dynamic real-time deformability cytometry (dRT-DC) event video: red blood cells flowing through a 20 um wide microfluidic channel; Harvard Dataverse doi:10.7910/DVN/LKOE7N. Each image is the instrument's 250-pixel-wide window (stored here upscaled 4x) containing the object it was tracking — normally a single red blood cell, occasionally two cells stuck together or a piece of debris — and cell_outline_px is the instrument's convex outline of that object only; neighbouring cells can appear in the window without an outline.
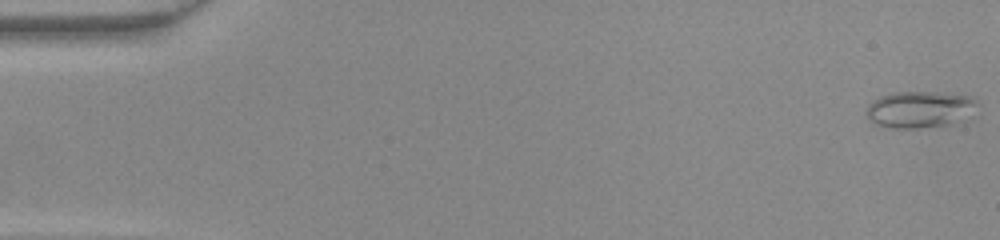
{"species": "common noctule bat (a hibernating species)", "species_latin": "Nyctalus noctula", "temperature_condition": "warm", "stored_images_in_passage": 48, "camera_frame_rate_fps": 3000, "um_per_image_px": 0.085, "animal": {"sex": "female", "body_mass_g": 22.0, "forearm_length_mm": 56.7}, "frame": {"image": 1, "passage_image": 1, "time_ms": 0.0, "image_size_px": [1000, 240], "cell_outline_px": [[980, 104], [940, 124], [916, 128], [892, 128], [876, 124], [868, 116], [868, 104], [872, 100], [880, 96], [892, 92], [928, 92], [968, 96], [976, 100]], "centroid_in_image_um": [77.98, 9.25], "position_along_channel_um": 7.0, "area_um2": 22.02}}
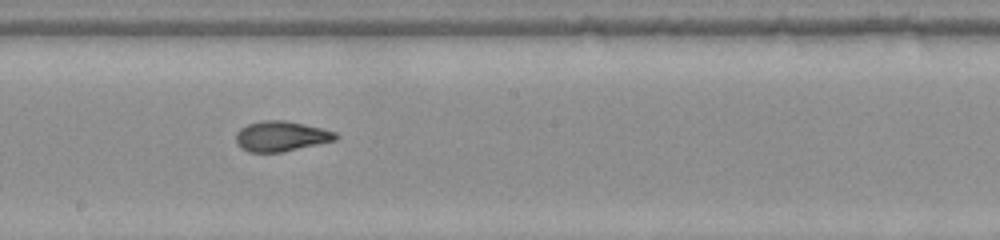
{"frame": {"image": 2, "passage_image": 27, "time_ms": 8.667, "image_size_px": [1000, 240], "cell_outline_px": [[340, 136], [336, 140], [280, 152], [248, 152], [240, 148], [236, 144], [236, 132], [240, 128], [248, 124], [264, 120], [284, 120], [320, 128], [336, 132]], "centroid_in_image_um": [23.86, 11.58], "position_along_channel_um": 224.3, "area_um2": 17.46}}
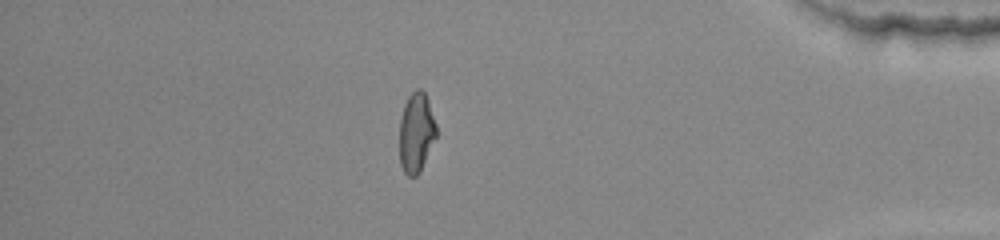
{"frame": {"image": 3, "passage_image": 42, "time_ms": 13.667, "image_size_px": [1000, 240], "cell_outline_px": [[436, 136], [420, 172], [416, 176], [408, 176], [404, 172], [400, 164], [400, 120], [404, 104], [408, 96], [416, 88], [420, 88], [424, 92], [428, 100], [436, 124]], "centroid_in_image_um": [35.37, 11.26], "position_along_channel_um": 399.8, "area_um2": 17.05}}